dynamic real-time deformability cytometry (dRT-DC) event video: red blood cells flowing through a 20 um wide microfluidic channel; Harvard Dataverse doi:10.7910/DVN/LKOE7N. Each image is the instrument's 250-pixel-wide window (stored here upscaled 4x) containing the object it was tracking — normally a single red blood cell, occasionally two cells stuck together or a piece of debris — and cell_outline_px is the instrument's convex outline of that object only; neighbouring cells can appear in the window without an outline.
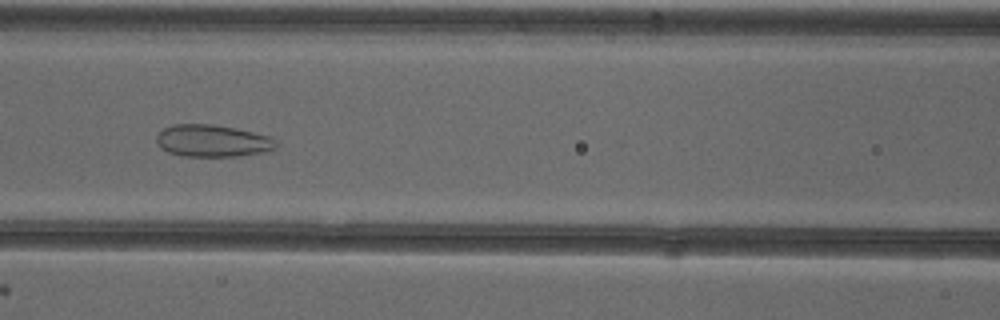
{"species": "common noctule bat (a hibernating species)", "species_latin": "Nyctalus noctula", "temperature_condition": "cold", "stored_images_in_passage": 53, "camera_frame_rate_fps": 3000, "um_per_image_px": 0.085, "animal": {"sex": "female"}, "frame": {"image": 1, "passage_image": 24, "time_ms": 7.667, "image_size_px": [1000, 320], "cell_outline_px": [[276, 148], [260, 152], [236, 156], [180, 156], [168, 152], [160, 148], [156, 140], [156, 136], [164, 128], [172, 124], [212, 124], [236, 128], [268, 136], [276, 140]], "centroid_in_image_um": [18.01, 11.96], "position_along_channel_um": 148.6, "area_um2": 22.25}}
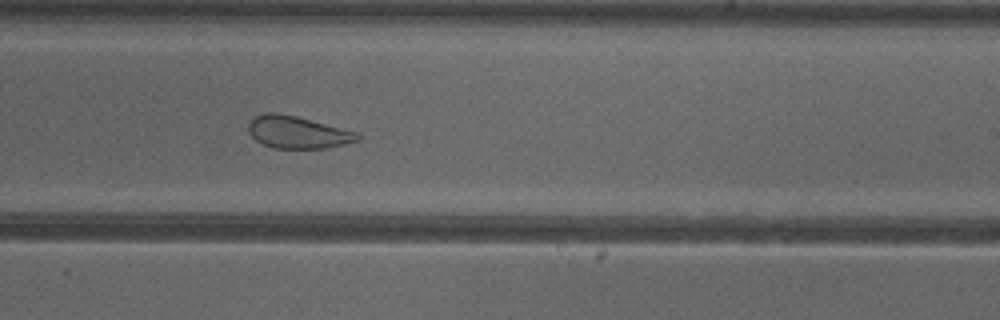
{"frame": {"image": 2, "passage_image": 33, "time_ms": 10.667, "image_size_px": [1000, 320], "cell_outline_px": [[360, 140], [328, 148], [272, 148], [256, 140], [248, 132], [248, 124], [256, 116], [264, 112], [276, 112], [296, 116], [360, 132]], "centroid_in_image_um": [25.33, 11.24], "position_along_channel_um": 263.7, "area_um2": 20.63}}
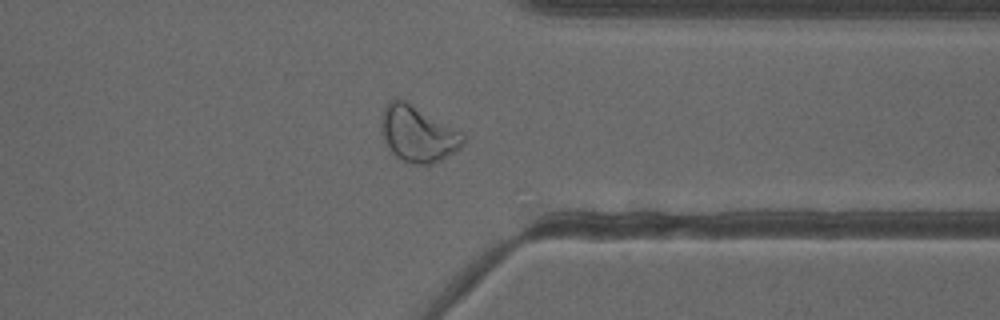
{"frame": {"image": 3, "passage_image": 42, "time_ms": 13.667, "image_size_px": [1000, 320], "cell_outline_px": [[464, 144], [460, 148], [440, 160], [432, 164], [412, 164], [400, 160], [388, 148], [380, 132], [380, 124], [384, 108], [388, 100], [396, 96], [408, 100], [464, 132]], "centroid_in_image_um": [35.5, 11.32], "position_along_channel_um": 375.9, "area_um2": 27.57}, "authors_computed_cell_mechanics": {"area_um2": 28.3798, "velocity_mm_per_s": 3.847, "shape_relaxation_time_tau1_ms": null, "shape_relaxation_time_tau2_ms": 1.4888, "deformation_change_tau1": null, "deformation_change_tau2": 0.0765}}